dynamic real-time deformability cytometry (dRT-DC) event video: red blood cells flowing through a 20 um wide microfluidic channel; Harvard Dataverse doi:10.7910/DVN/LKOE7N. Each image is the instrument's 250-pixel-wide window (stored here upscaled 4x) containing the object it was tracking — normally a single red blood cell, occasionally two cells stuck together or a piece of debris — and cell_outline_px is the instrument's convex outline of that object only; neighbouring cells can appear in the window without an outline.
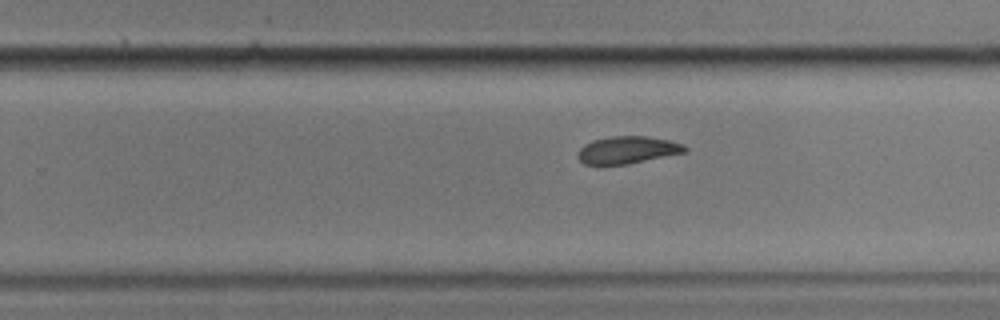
{"species": "common noctule bat (a hibernating species)", "species_latin": "Nyctalus noctula", "temperature_condition": "cold", "stored_images_in_passage": 11, "segment_of_instrument_passage": [2, 2], "camera_frame_rate_fps": 3000, "um_per_image_px": 0.085, "animal": {"sex": "male", "body_mass_g": 17.9}, "frame": {"image": 1, "passage_image": 11, "time_ms": 12.667, "image_size_px": [1000, 320], "cell_outline_px": [[688, 152], [628, 164], [584, 164], [576, 156], [580, 148], [584, 144], [592, 140], [612, 136], [648, 136], [668, 140], [684, 144], [688, 148]], "centroid_in_image_um": [53.36, 12.74], "position_along_channel_um": 276.4, "area_um2": 17.17}}